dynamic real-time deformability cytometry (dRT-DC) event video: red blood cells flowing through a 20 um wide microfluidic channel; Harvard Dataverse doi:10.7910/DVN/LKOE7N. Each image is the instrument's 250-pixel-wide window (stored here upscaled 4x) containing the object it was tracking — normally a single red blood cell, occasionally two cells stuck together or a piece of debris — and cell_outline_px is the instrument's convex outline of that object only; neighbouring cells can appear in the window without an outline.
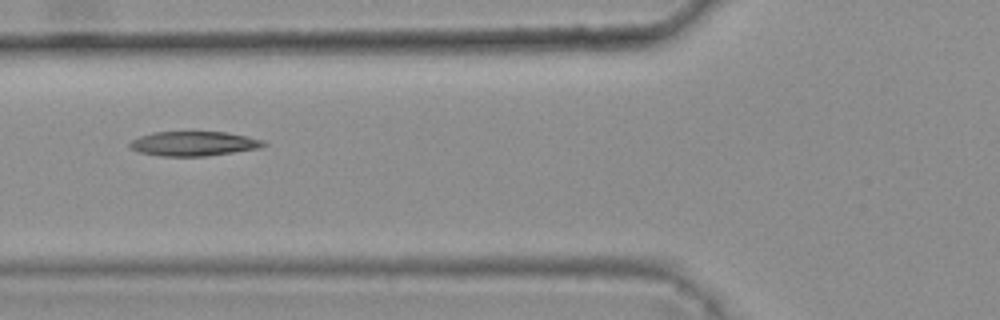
{"species": "common noctule bat (a hibernating species)", "species_latin": "Nyctalus noctula", "temperature_condition": "warm", "stored_images_in_passage": 4, "camera_frame_rate_fps": 3000, "um_per_image_px": 0.085, "animal": {"sex": "female", "body_mass_g": 25.1}, "frame": {"image": 1, "passage_image": 2, "time_ms": 0.333, "image_size_px": [1000, 320], "cell_outline_px": [[268, 144], [260, 148], [204, 156], [160, 156], [140, 152], [132, 148], [128, 144], [132, 140], [140, 136], [152, 132], [228, 132], [264, 140]], "centroid_in_image_um": [16.48, 12.2], "position_along_channel_um": 109.3, "area_um2": 19.02}}
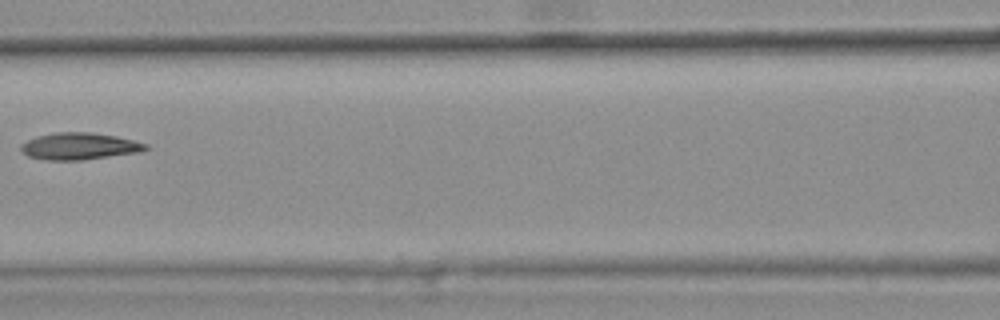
{"frame": {"image": 2, "passage_image": 3, "time_ms": 0.667, "image_size_px": [1000, 320], "cell_outline_px": [[148, 148], [140, 152], [84, 160], [44, 160], [28, 156], [20, 148], [20, 144], [36, 136], [56, 132], [92, 132], [116, 136], [148, 144]], "centroid_in_image_um": [6.74, 12.43], "position_along_channel_um": 159.9, "area_um2": 19.59}}